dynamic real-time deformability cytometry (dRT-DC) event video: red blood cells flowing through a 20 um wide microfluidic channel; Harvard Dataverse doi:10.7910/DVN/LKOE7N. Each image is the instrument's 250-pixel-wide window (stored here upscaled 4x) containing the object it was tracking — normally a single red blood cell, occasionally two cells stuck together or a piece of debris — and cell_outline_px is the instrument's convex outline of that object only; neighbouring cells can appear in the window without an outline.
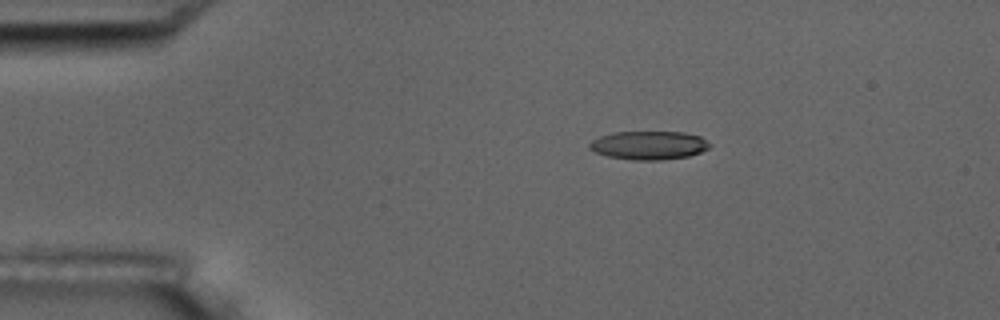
{"species": "common noctule bat (a hibernating species)", "species_latin": "Nyctalus noctula", "temperature_condition": "room temperature", "stored_images_in_passage": 4, "camera_frame_rate_fps": 3000, "um_per_image_px": 0.085, "animal": {"sex": "male", "body_mass_g": 17.5, "forearm_length_mm": 52.3}, "frame": {"image": 1, "passage_image": 2, "time_ms": 1.333, "image_size_px": [1000, 320], "cell_outline_px": [[712, 144], [708, 148], [700, 152], [688, 156], [660, 160], [632, 160], [608, 156], [596, 152], [588, 148], [588, 144], [592, 140], [600, 136], [612, 132], [684, 132], [700, 136]], "centroid_in_image_um": [55.14, 12.34], "position_along_channel_um": 29.9, "area_um2": 20.0}}
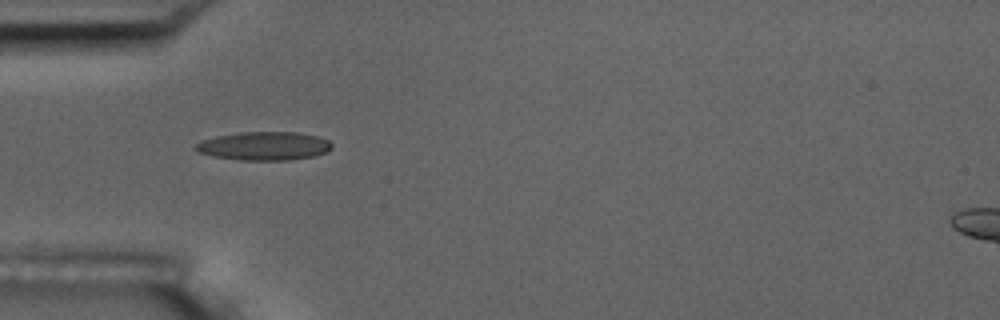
{"frame": {"image": 2, "passage_image": 4, "time_ms": 3.667, "image_size_px": [1000, 320], "cell_outline_px": [[332, 148], [324, 152], [312, 156], [288, 160], [240, 160], [212, 156], [196, 152], [192, 148], [196, 144], [204, 140], [216, 136], [240, 132], [296, 132], [316, 136], [328, 140], [332, 144]], "centroid_in_image_um": [22.4, 12.41], "position_along_channel_um": 62.6, "area_um2": 22.54}}